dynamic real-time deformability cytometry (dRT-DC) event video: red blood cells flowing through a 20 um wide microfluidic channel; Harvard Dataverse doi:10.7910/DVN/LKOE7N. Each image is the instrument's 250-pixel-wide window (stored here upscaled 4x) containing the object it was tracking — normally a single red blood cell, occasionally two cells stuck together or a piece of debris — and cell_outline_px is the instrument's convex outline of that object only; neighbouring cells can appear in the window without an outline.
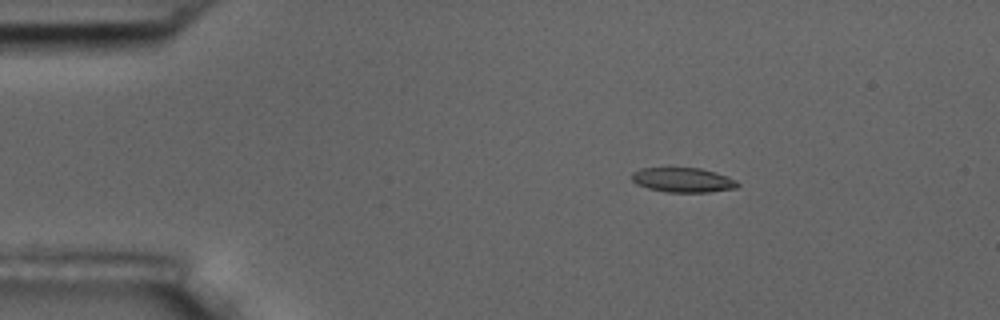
{"species": "common noctule bat (a hibernating species)", "species_latin": "Nyctalus noctula", "temperature_condition": "room temperature", "stored_images_in_passage": 4, "camera_frame_rate_fps": 3000, "um_per_image_px": 0.085, "animal": {"sex": "male", "body_mass_g": 17.5, "forearm_length_mm": 52.3}, "frame": {"image": 1, "passage_image": 2, "time_ms": 2.333, "image_size_px": [1000, 320], "cell_outline_px": [[740, 184], [736, 188], [708, 192], [664, 192], [648, 188], [636, 184], [632, 180], [632, 172], [640, 168], [700, 168], [716, 172], [728, 176], [736, 180]], "centroid_in_image_um": [58.05, 15.3], "position_along_channel_um": 26.9, "area_um2": 15.26}}